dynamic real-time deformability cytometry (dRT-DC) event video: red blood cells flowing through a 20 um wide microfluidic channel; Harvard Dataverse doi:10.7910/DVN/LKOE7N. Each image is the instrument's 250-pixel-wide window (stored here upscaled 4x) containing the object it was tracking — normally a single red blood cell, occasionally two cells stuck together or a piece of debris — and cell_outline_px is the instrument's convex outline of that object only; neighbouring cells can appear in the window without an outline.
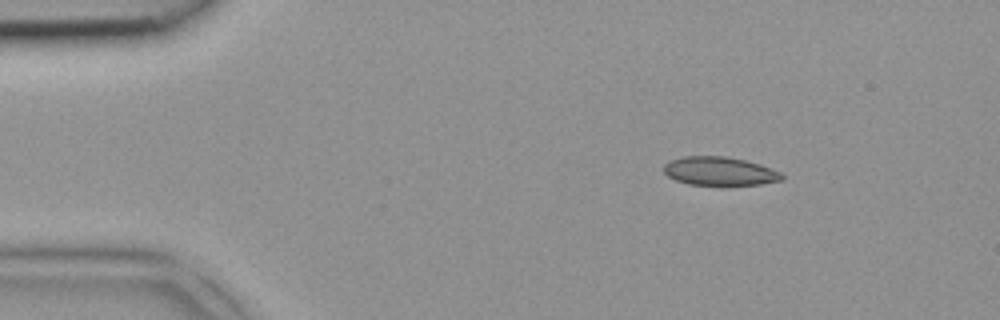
{"species": "common noctule bat (a hibernating species)", "species_latin": "Nyctalus noctula", "temperature_condition": "room temperature", "stored_images_in_passage": 5, "camera_frame_rate_fps": 3000, "um_per_image_px": 0.085, "animal": {"sex": "female", "body_mass_g": 18.4}, "frame": {"image": 1, "passage_image": 1, "time_ms": 0.0, "image_size_px": [1000, 320], "cell_outline_px": [[784, 180], [760, 184], [720, 188], [688, 184], [676, 180], [668, 176], [664, 172], [664, 164], [668, 160], [684, 156], [724, 156], [744, 160], [760, 164], [772, 168], [780, 172], [784, 176]], "centroid_in_image_um": [61.18, 14.59], "position_along_channel_um": 23.8, "area_um2": 20.58}}
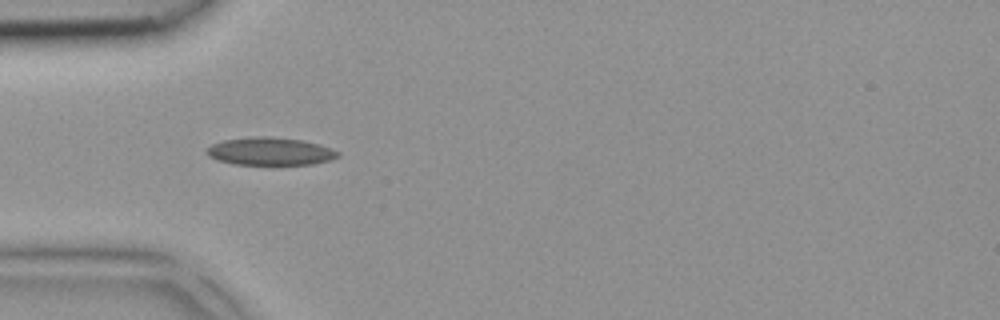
{"frame": {"image": 2, "passage_image": 3, "time_ms": 0.667, "image_size_px": [1000, 320], "cell_outline_px": [[340, 156], [328, 160], [312, 164], [236, 164], [216, 160], [208, 156], [204, 152], [212, 144], [224, 140], [252, 136], [272, 136], [304, 140], [320, 144], [332, 148], [340, 152]], "centroid_in_image_um": [22.97, 12.85], "position_along_channel_um": 62.0, "area_um2": 21.39}}
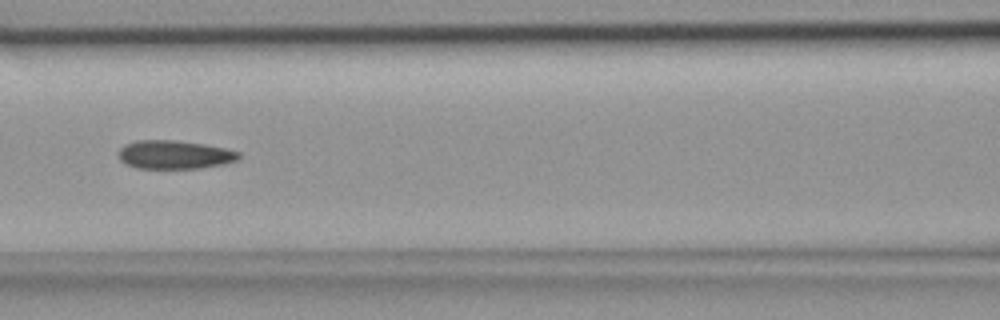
{"frame": {"image": 3, "passage_image": 5, "time_ms": 1.333, "image_size_px": [1000, 320], "cell_outline_px": [[240, 156], [236, 160], [224, 164], [200, 168], [136, 168], [124, 164], [120, 160], [120, 148], [124, 144], [136, 140], [176, 140], [204, 144], [224, 148], [240, 152]], "centroid_in_image_um": [14.81, 13.14], "position_along_channel_um": 151.8, "area_um2": 20.0}}